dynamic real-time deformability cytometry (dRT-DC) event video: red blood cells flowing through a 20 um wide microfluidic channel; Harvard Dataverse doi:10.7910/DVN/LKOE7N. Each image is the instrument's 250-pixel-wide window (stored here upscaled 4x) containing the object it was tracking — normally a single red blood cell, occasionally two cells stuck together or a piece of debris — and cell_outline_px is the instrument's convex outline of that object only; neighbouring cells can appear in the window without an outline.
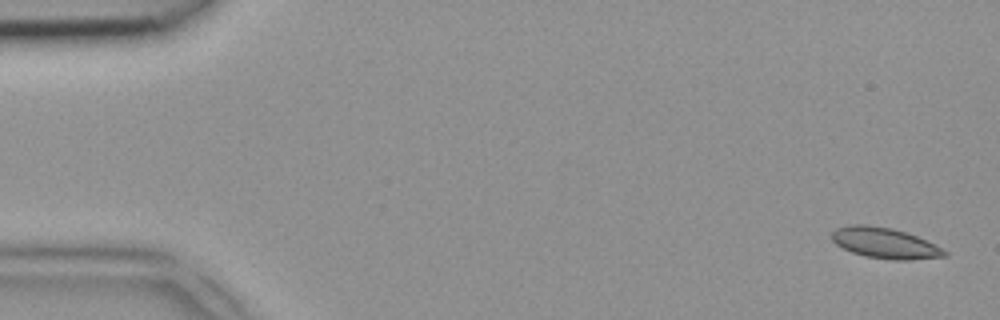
{"species": "common noctule bat (a hibernating species)", "species_latin": "Nyctalus noctula", "temperature_condition": "room temperature", "stored_images_in_passage": 46, "camera_frame_rate_fps": 3000, "um_per_image_px": 0.085, "animal": {"sex": "female", "body_mass_g": 18.4}, "frame": {"image": 1, "passage_image": 1, "time_ms": 0.0, "image_size_px": [1000, 320], "cell_outline_px": [[948, 256], [908, 260], [896, 260], [864, 256], [852, 252], [836, 244], [832, 240], [832, 232], [836, 228], [848, 224], [868, 224], [892, 228], [916, 236], [948, 252]], "centroid_in_image_um": [75.17, 20.65], "position_along_channel_um": 9.8, "area_um2": 20.0}}
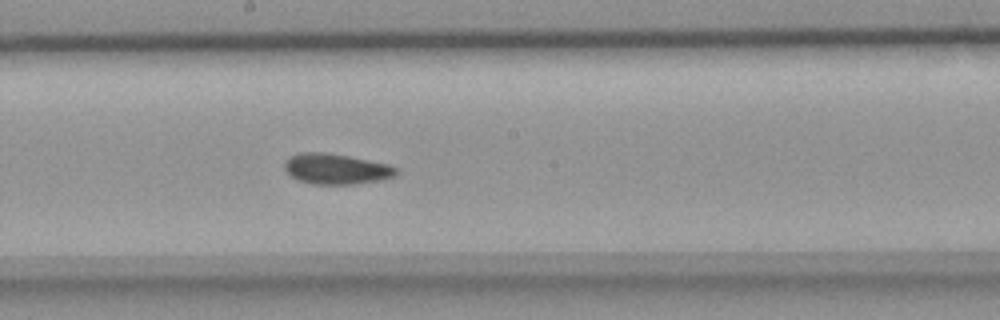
{"frame": {"image": 2, "passage_image": 25, "time_ms": 8.0, "image_size_px": [1000, 320], "cell_outline_px": [[400, 172], [396, 176], [380, 180], [352, 184], [312, 184], [296, 180], [284, 168], [284, 160], [300, 152], [324, 152], [348, 156], [388, 164], [400, 168]], "centroid_in_image_um": [28.6, 14.36], "position_along_channel_um": 219.6, "area_um2": 20.0}}
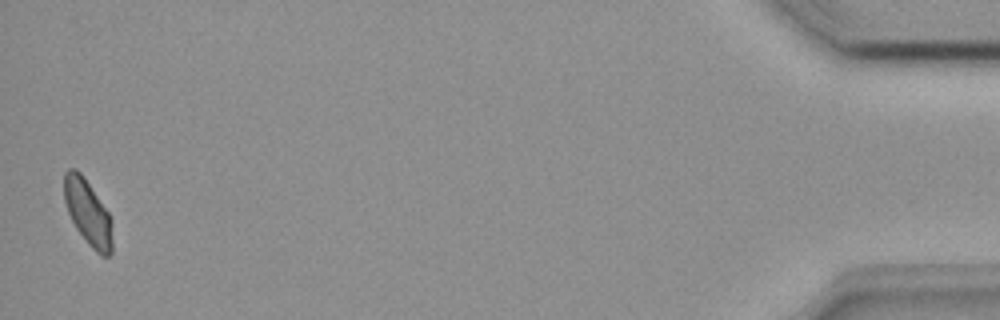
{"frame": {"image": 3, "passage_image": 46, "time_ms": 15.0, "image_size_px": [1000, 320], "cell_outline_px": [[112, 252], [108, 256], [100, 256], [88, 244], [76, 228], [68, 212], [64, 200], [64, 172], [68, 168], [76, 168], [84, 176], [108, 212], [112, 220]], "centroid_in_image_um": [7.47, 18.06], "position_along_channel_um": 427.7, "area_um2": 18.5}}